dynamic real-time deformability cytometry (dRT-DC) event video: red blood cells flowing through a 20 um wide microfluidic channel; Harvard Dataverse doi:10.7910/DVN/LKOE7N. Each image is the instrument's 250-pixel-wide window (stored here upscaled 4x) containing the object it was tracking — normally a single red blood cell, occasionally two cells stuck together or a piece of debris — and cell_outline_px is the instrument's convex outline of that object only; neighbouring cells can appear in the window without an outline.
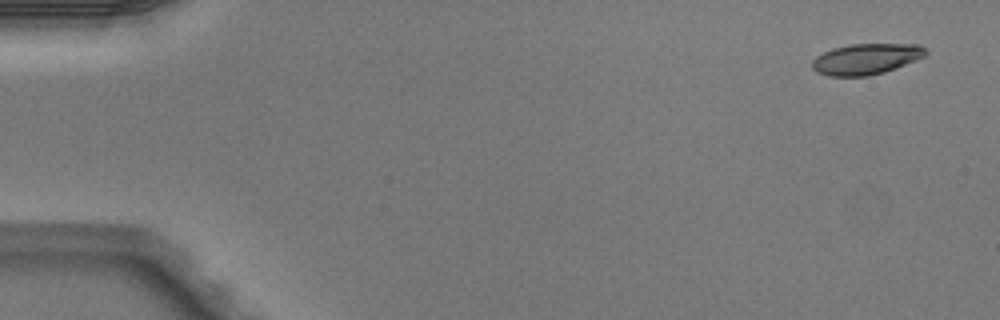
{"species": "Egyptian fruit bat (a non-hibernating species)", "species_latin": "Rousettus aegyptiacus", "temperature_condition": "warm", "stored_images_in_passage": 4, "camera_frame_rate_fps": 3000, "um_per_image_px": 0.085, "animal": {"sex": "male"}, "frame": {"image": 1, "passage_image": 1, "time_ms": 0.0, "image_size_px": [1000, 320], "cell_outline_px": [[928, 52], [924, 56], [916, 60], [884, 72], [864, 76], [828, 76], [816, 72], [812, 68], [812, 60], [816, 56], [832, 48], [848, 44], [920, 44]], "centroid_in_image_um": [73.59, 5.01], "position_along_channel_um": 11.4, "area_um2": 20.4}}
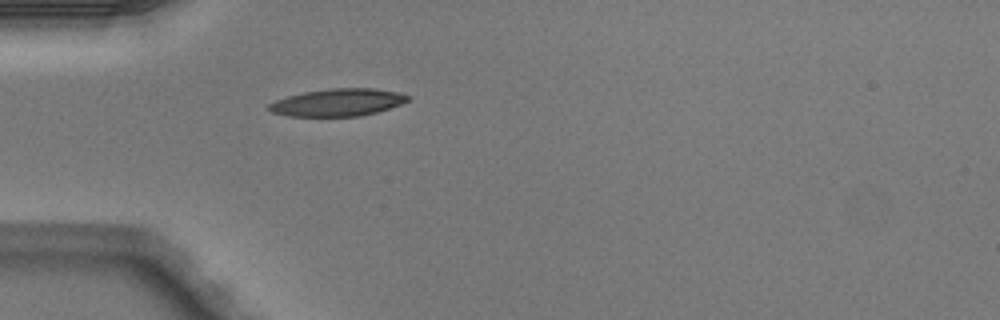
{"frame": {"image": 2, "passage_image": 4, "time_ms": 1.0, "image_size_px": [1000, 320], "cell_outline_px": [[412, 96], [408, 100], [400, 104], [376, 112], [360, 116], [288, 116], [272, 112], [268, 108], [268, 104], [276, 100], [288, 96], [304, 92], [328, 88], [372, 88], [396, 92]], "centroid_in_image_um": [28.69, 8.7], "position_along_channel_um": 56.3, "area_um2": 22.02}}